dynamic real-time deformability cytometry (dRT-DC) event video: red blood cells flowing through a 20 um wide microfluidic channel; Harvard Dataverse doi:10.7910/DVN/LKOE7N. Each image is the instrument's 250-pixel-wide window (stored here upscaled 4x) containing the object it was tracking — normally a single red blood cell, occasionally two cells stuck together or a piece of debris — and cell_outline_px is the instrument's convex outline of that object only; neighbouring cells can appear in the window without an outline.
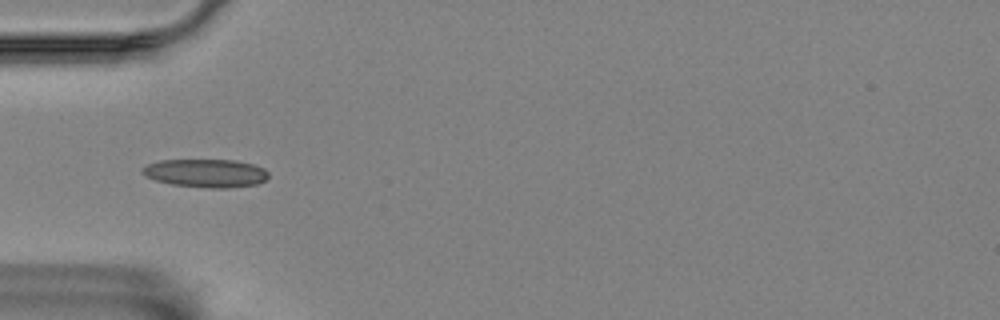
{"species": "Egyptian fruit bat (a non-hibernating species)", "species_latin": "Rousettus aegyptiacus", "temperature_condition": "room temperature", "stored_images_in_passage": 3, "camera_frame_rate_fps": 3000, "um_per_image_px": 0.085, "animal": {"sex": "female"}, "frame": {"image": 1, "passage_image": 2, "time_ms": 0.333, "image_size_px": [1000, 320], "cell_outline_px": [[268, 176], [264, 180], [256, 184], [228, 188], [212, 188], [172, 184], [156, 180], [144, 176], [140, 172], [148, 164], [160, 160], [236, 160], [252, 164], [264, 168], [268, 172]], "centroid_in_image_um": [17.49, 14.71], "position_along_channel_um": 67.5, "area_um2": 20.63}}